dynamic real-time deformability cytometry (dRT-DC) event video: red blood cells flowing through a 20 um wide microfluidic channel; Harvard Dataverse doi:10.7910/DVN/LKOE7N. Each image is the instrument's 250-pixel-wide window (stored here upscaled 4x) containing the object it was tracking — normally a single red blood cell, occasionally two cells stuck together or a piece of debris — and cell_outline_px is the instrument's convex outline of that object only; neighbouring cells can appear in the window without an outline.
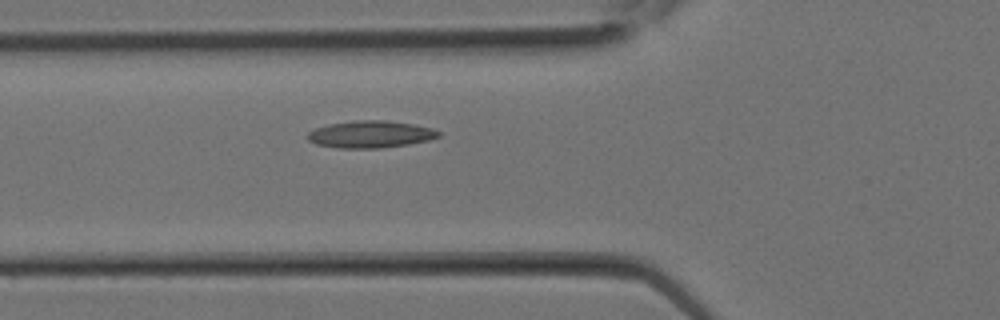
{"species": "Egyptian fruit bat (a non-hibernating species)", "species_latin": "Rousettus aegyptiacus", "temperature_condition": "room temperature", "stored_images_in_passage": 18, "camera_frame_rate_fps": 3000, "um_per_image_px": 0.085, "animal": {"sex": "female"}, "frame": {"image": 1, "passage_image": 3, "time_ms": 0.667, "image_size_px": [1000, 320], "cell_outline_px": [[440, 136], [428, 140], [408, 144], [380, 148], [340, 148], [316, 144], [308, 140], [308, 132], [316, 128], [328, 124], [352, 120], [384, 120], [412, 124], [432, 128], [440, 132]], "centroid_in_image_um": [31.48, 11.41], "position_along_channel_um": 94.3, "area_um2": 20.58}}
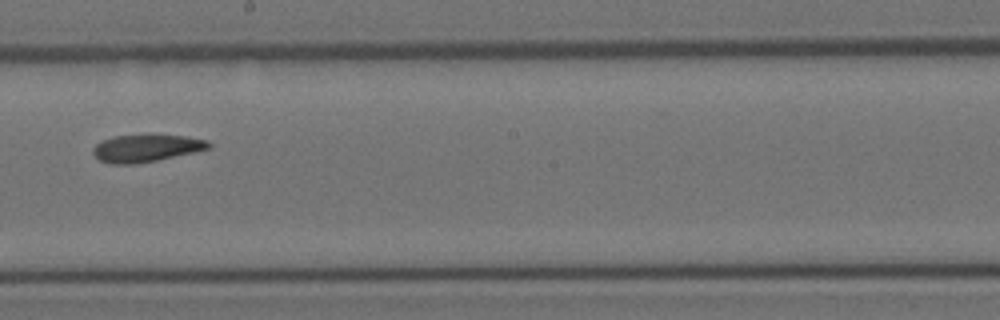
{"frame": {"image": 2, "passage_image": 9, "time_ms": 2.667, "image_size_px": [1000, 320], "cell_outline_px": [[212, 144], [208, 148], [192, 152], [156, 160], [136, 164], [108, 164], [100, 160], [92, 152], [92, 148], [96, 144], [112, 136], [188, 136], [208, 140]], "centroid_in_image_um": [12.39, 12.61], "position_along_channel_um": 235.8, "area_um2": 17.98}}
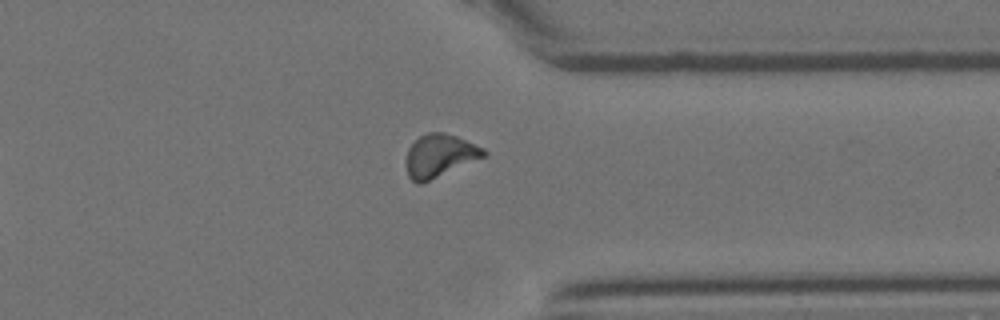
{"frame": {"image": 3, "passage_image": 15, "time_ms": 4.667, "image_size_px": [1000, 320], "cell_outline_px": [[488, 156], [420, 184], [416, 184], [408, 176], [408, 148], [420, 136], [428, 132], [444, 132], [456, 136], [484, 148], [488, 152]], "centroid_in_image_um": [37.43, 13.23], "position_along_channel_um": 374.0, "area_um2": 19.25}}